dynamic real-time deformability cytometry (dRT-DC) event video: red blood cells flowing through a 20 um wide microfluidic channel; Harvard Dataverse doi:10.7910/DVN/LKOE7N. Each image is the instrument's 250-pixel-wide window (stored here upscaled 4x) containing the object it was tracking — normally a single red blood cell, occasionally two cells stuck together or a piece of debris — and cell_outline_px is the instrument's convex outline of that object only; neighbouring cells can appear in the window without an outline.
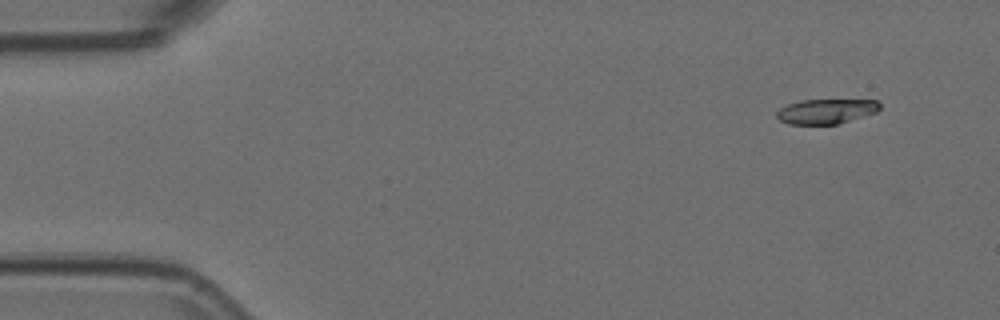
{"species": "Egyptian fruit bat (a non-hibernating species)", "species_latin": "Rousettus aegyptiacus", "temperature_condition": "room temperature", "stored_images_in_passage": 55, "camera_frame_rate_fps": 3000, "um_per_image_px": 0.085, "animal": {"sex": "female"}, "frame": {"image": 1, "passage_image": 5, "time_ms": 1.333, "image_size_px": [1000, 320], "cell_outline_px": [[880, 108], [876, 112], [840, 124], [788, 124], [780, 120], [776, 116], [776, 112], [780, 108], [788, 104], [800, 100], [876, 100], [880, 104]], "centroid_in_image_um": [70.21, 9.46], "position_along_channel_um": 14.8, "area_um2": 14.91}}
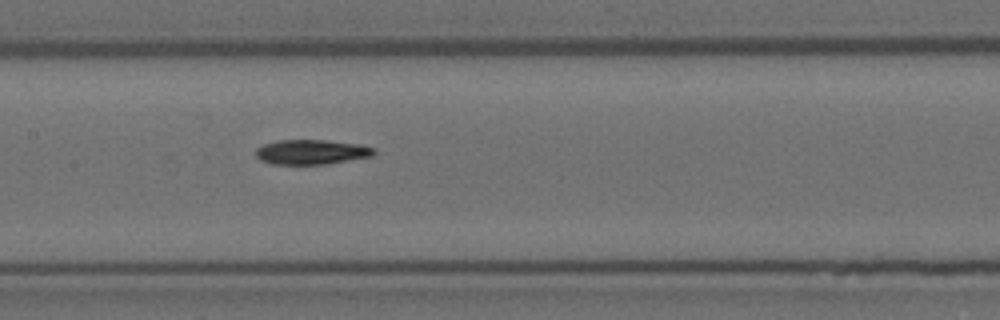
{"frame": {"image": 2, "passage_image": 27, "time_ms": 8.667, "image_size_px": [1000, 320], "cell_outline_px": [[376, 152], [372, 156], [328, 164], [272, 164], [260, 160], [256, 156], [256, 148], [264, 144], [280, 140], [324, 140], [360, 144], [376, 148]], "centroid_in_image_um": [26.5, 12.92], "position_along_channel_um": 180.9, "area_um2": 17.11}}
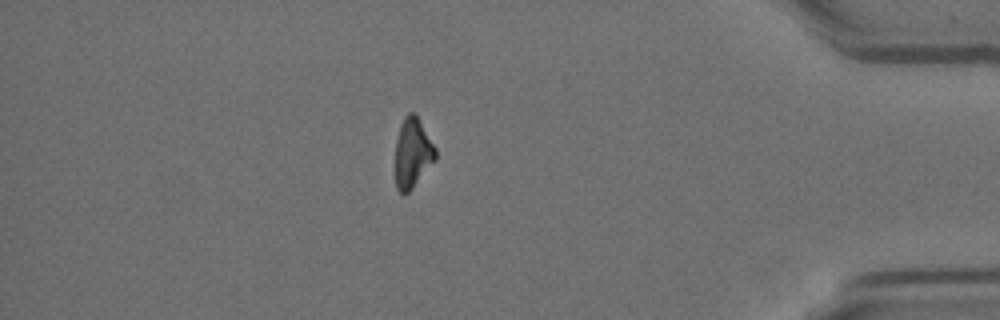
{"frame": {"image": 3, "passage_image": 48, "time_ms": 15.667, "image_size_px": [1000, 320], "cell_outline_px": [[436, 160], [412, 188], [408, 192], [400, 192], [396, 188], [396, 140], [400, 124], [404, 116], [408, 112], [412, 112], [416, 116], [436, 148]], "centroid_in_image_um": [35.07, 13.0], "position_along_channel_um": 400.1, "area_um2": 16.07}, "authors_computed_cell_mechanics": {"area_um2": 16.9932, "velocity_mm_per_s": 3.7138, "shape_relaxation_time_tau1_ms": 6.4551, "shape_relaxation_time_tau2_ms": null, "deformation_change_tau1": 0.2082, "deformation_change_tau2": null}}